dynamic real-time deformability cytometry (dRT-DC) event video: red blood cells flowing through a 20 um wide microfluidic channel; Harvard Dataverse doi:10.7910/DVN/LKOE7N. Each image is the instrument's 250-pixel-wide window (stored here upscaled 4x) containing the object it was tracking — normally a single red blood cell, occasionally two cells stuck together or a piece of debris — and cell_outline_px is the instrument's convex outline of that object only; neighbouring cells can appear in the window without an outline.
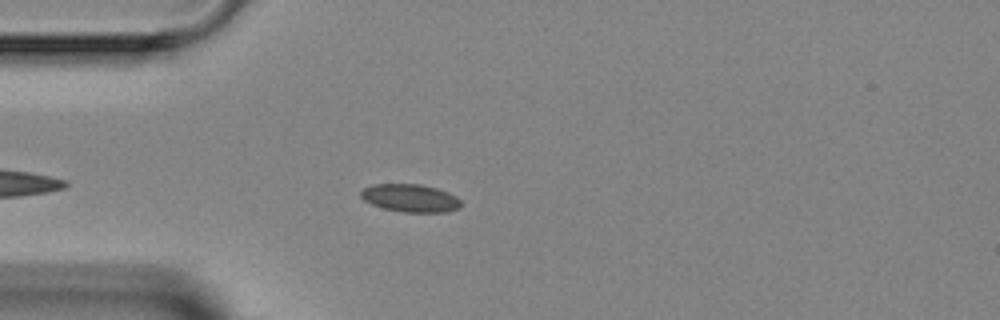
{"species": "Egyptian fruit bat (a non-hibernating species)", "species_latin": "Rousettus aegyptiacus", "temperature_condition": "room temperature", "stored_images_in_passage": 4, "camera_frame_rate_fps": 3000, "um_per_image_px": 0.085, "animal": {"sex": "female"}, "frame": {"image": 1, "passage_image": 4, "time_ms": 4.333, "image_size_px": [1000, 320], "cell_outline_px": [[460, 208], [448, 212], [404, 212], [384, 208], [372, 204], [364, 200], [360, 196], [360, 192], [364, 188], [372, 184], [420, 184], [436, 188], [448, 192], [456, 196], [460, 200]], "centroid_in_image_um": [34.88, 16.83], "position_along_channel_um": 50.1, "area_um2": 16.24}}